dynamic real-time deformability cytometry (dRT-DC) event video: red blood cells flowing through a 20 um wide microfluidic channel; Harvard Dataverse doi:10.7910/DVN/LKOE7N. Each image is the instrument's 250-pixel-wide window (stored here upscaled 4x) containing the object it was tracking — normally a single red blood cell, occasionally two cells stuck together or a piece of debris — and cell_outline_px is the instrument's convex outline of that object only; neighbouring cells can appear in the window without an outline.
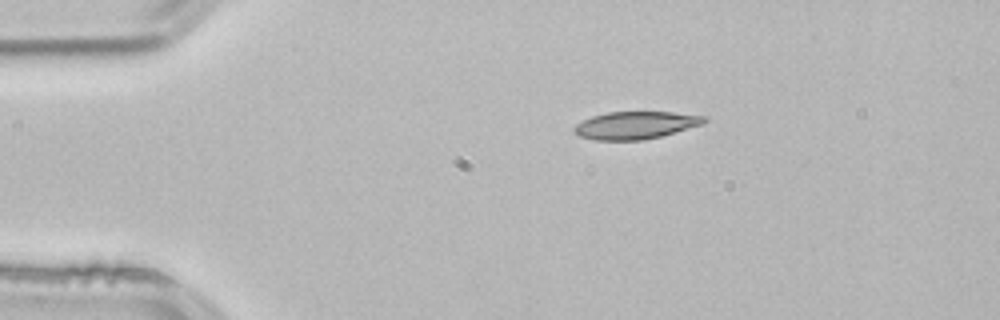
{"species": "common noctule bat (a hibernating species)", "species_latin": "Nyctalus noctula", "temperature_condition": "room temperature", "stored_images_in_passage": 3, "segment_of_instrument_passage": [1, 2], "camera_frame_rate_fps": 3000, "um_per_image_px": 0.085, "animal": {"sex": "male", "body_mass_g": 21.5, "forearm_length_mm": 52.0}, "frame": {"image": 1, "passage_image": 1, "time_ms": 0.0, "image_size_px": [1000, 320], "cell_outline_px": [[708, 120], [704, 124], [660, 136], [644, 140], [592, 140], [580, 136], [572, 128], [576, 124], [592, 116], [608, 112], [672, 112], [708, 116]], "centroid_in_image_um": [54.05, 10.64], "position_along_channel_um": 30.9, "area_um2": 20.87}}